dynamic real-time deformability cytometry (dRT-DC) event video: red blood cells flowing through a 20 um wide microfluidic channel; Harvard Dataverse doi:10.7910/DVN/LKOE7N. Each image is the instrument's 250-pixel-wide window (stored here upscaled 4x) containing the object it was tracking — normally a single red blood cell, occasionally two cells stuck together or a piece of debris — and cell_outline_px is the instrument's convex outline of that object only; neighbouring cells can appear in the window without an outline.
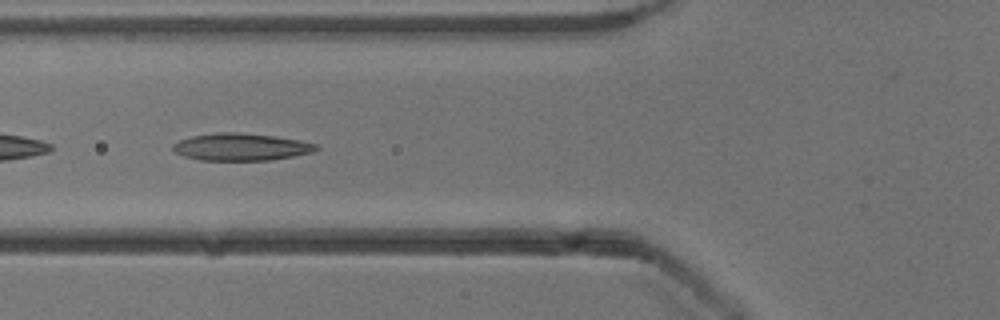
{"species": "common noctule bat (a hibernating species)", "species_latin": "Nyctalus noctula", "temperature_condition": "cold", "stored_images_in_passage": 27, "camera_frame_rate_fps": 3000, "um_per_image_px": 0.085, "animal": {"sex": "male", "body_mass_g": 13.3}, "frame": {"image": 1, "passage_image": 16, "time_ms": 5.0, "image_size_px": [1000, 320], "cell_outline_px": [[320, 148], [312, 152], [292, 156], [268, 160], [200, 160], [184, 156], [176, 152], [172, 148], [172, 144], [180, 140], [192, 136], [216, 132], [236, 132], [272, 136], [300, 140], [316, 144]], "centroid_in_image_um": [20.47, 12.48], "position_along_channel_um": 105.3, "area_um2": 22.54}}